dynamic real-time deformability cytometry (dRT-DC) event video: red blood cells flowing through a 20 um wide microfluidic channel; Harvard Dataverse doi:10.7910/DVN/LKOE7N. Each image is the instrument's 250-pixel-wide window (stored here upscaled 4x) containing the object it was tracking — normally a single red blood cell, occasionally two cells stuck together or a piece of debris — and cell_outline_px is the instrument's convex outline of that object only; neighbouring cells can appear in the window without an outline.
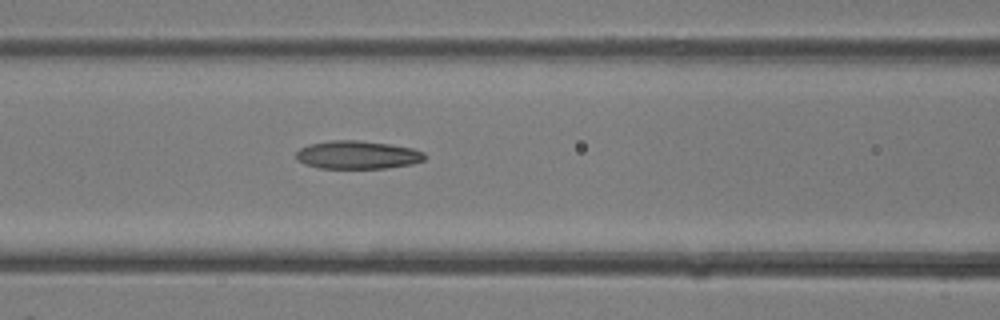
{"species": "common noctule bat (a hibernating species)", "species_latin": "Nyctalus noctula", "temperature_condition": "room temperature", "stored_images_in_passage": 30, "camera_frame_rate_fps": 3000, "um_per_image_px": 0.085, "animal": {"sex": "female"}, "frame": {"image": 1, "passage_image": 16, "time_ms": 5.0, "image_size_px": [1000, 320], "cell_outline_px": [[428, 156], [424, 160], [412, 164], [384, 168], [320, 168], [304, 164], [296, 160], [296, 152], [300, 148], [308, 144], [332, 140], [360, 140], [392, 144], [412, 148], [424, 152]], "centroid_in_image_um": [30.39, 13.16], "position_along_channel_um": 136.2, "area_um2": 21.33}}
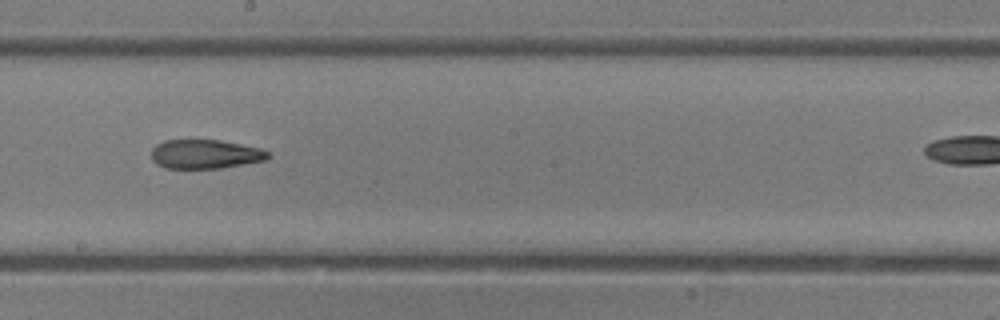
{"frame": {"image": 2, "passage_image": 21, "time_ms": 6.667, "image_size_px": [1000, 320], "cell_outline_px": [[272, 156], [268, 160], [220, 168], [164, 168], [156, 164], [152, 160], [152, 148], [156, 144], [164, 140], [220, 140], [260, 148], [268, 152]], "centroid_in_image_um": [17.45, 13.1], "position_along_channel_um": 230.8, "area_um2": 19.88}}
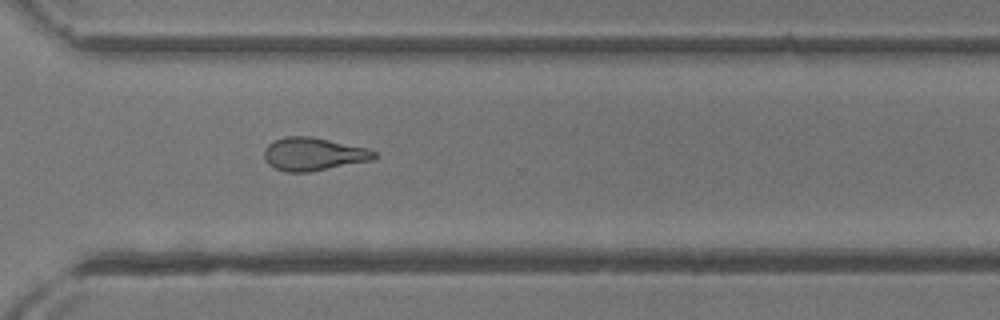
{"frame": {"image": 3, "passage_image": 27, "time_ms": 8.667, "image_size_px": [1000, 320], "cell_outline_px": [[376, 156], [372, 160], [308, 172], [284, 172], [268, 164], [264, 160], [264, 148], [272, 140], [284, 136], [308, 136], [368, 148], [376, 152]], "centroid_in_image_um": [26.59, 13.09], "position_along_channel_um": 344.0, "area_um2": 21.15}}